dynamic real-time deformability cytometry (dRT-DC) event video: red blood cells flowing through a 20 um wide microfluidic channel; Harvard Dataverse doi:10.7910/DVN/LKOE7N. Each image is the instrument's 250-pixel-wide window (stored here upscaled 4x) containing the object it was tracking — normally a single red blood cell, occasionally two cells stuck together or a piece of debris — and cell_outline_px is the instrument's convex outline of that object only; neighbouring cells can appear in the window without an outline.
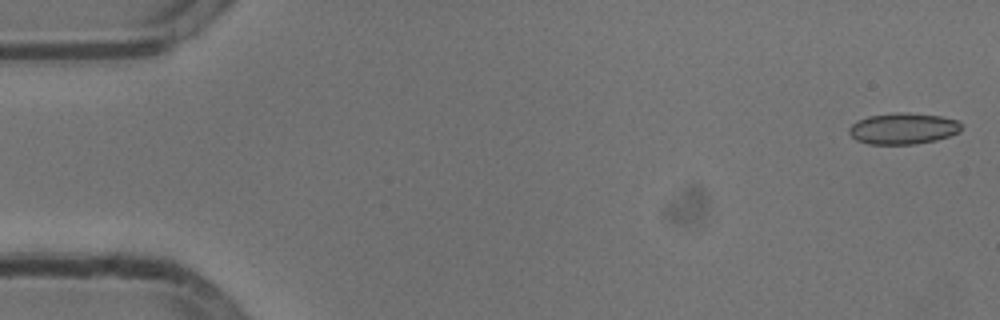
{"species": "common noctule bat (a hibernating species)", "species_latin": "Nyctalus noctula", "temperature_condition": "cold", "stored_images_in_passage": 7, "camera_frame_rate_fps": 3000, "um_per_image_px": 0.085, "animal": {"sex": "male", "body_mass_g": 13.3}, "frame": {"image": 1, "passage_image": 1, "time_ms": 0.0, "image_size_px": [1000, 320], "cell_outline_px": [[960, 132], [936, 140], [916, 144], [868, 144], [856, 140], [848, 132], [848, 128], [852, 124], [868, 116], [896, 112], [908, 112], [940, 116], [956, 120], [960, 124]], "centroid_in_image_um": [76.74, 10.93], "position_along_channel_um": 8.3, "area_um2": 20.4}}